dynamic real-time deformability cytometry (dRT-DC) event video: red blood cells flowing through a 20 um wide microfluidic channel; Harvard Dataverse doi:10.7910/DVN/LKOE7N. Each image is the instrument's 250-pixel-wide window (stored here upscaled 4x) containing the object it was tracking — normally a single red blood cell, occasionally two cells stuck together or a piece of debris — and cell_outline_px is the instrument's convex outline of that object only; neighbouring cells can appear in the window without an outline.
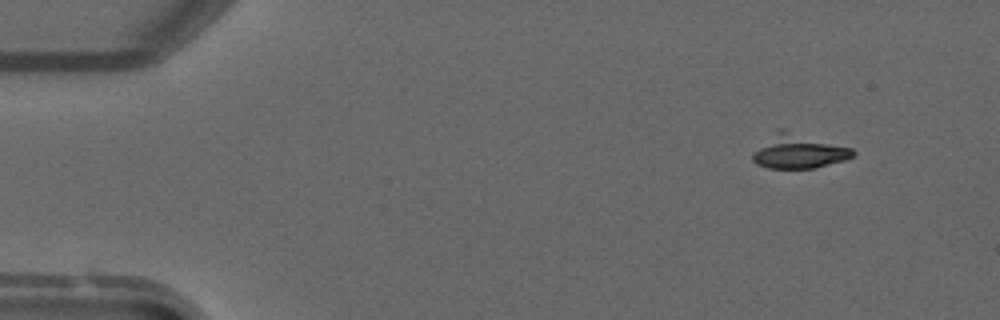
{"species": "common noctule bat (a hibernating species)", "species_latin": "Nyctalus noctula", "temperature_condition": "warm", "stored_images_in_passage": 4, "camera_frame_rate_fps": 3000, "um_per_image_px": 0.085, "animal": {"sex": "male", "forearm_length_mm": 52.5}, "frame": {"image": 1, "passage_image": 4, "time_ms": 4.333, "image_size_px": [1000, 320], "cell_outline_px": [[856, 152], [852, 156], [844, 160], [816, 168], [768, 168], [756, 164], [752, 160], [752, 156], [780, 128], [784, 128], [852, 148]], "centroid_in_image_um": [67.95, 12.87], "position_along_channel_um": 17.1, "area_um2": 19.54}}